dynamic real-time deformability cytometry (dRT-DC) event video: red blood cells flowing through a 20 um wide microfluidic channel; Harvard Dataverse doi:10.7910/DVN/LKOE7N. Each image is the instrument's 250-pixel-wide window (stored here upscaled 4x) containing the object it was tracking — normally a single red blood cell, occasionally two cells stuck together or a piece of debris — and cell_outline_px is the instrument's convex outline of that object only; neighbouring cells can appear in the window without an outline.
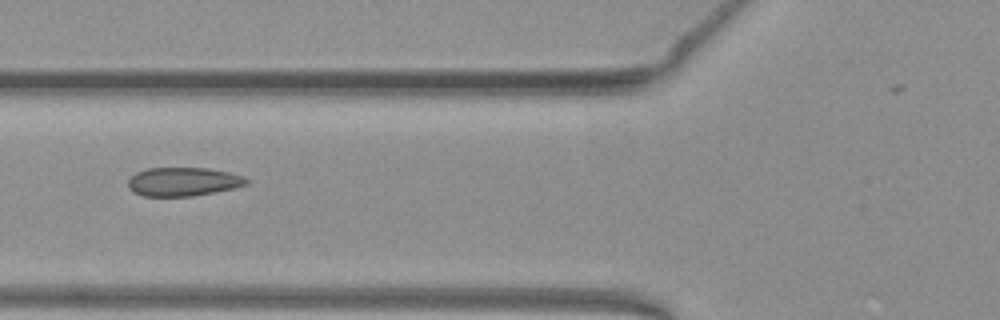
{"species": "common noctule bat (a hibernating species)", "species_latin": "Nyctalus noctula", "temperature_condition": "warm", "stored_images_in_passage": 32, "camera_frame_rate_fps": 3000, "um_per_image_px": 0.085, "animal": {"sex": "female", "body_mass_g": 19.3, "forearm_length_mm": 54.1}, "frame": {"image": 1, "passage_image": 5, "time_ms": 1.333, "image_size_px": [1000, 320], "cell_outline_px": [[252, 180], [248, 184], [232, 188], [192, 196], [144, 196], [132, 192], [128, 188], [128, 180], [136, 172], [148, 168], [208, 168], [228, 172], [244, 176]], "centroid_in_image_um": [15.57, 15.44], "position_along_channel_um": 110.2, "area_um2": 19.83}}
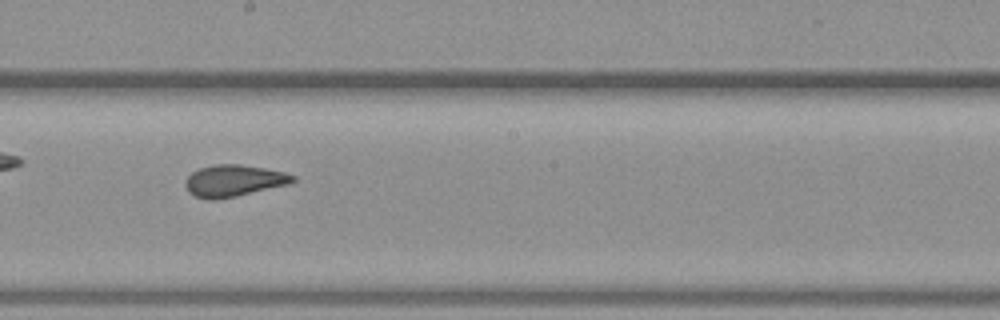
{"frame": {"image": 2, "passage_image": 14, "time_ms": 4.333, "image_size_px": [1000, 320], "cell_outline_px": [[296, 180], [288, 184], [236, 196], [216, 200], [208, 200], [196, 196], [188, 192], [184, 184], [184, 180], [192, 172], [200, 168], [216, 164], [240, 164], [264, 168], [284, 172], [296, 176]], "centroid_in_image_um": [19.84, 15.36], "position_along_channel_um": 228.4, "area_um2": 19.83}}